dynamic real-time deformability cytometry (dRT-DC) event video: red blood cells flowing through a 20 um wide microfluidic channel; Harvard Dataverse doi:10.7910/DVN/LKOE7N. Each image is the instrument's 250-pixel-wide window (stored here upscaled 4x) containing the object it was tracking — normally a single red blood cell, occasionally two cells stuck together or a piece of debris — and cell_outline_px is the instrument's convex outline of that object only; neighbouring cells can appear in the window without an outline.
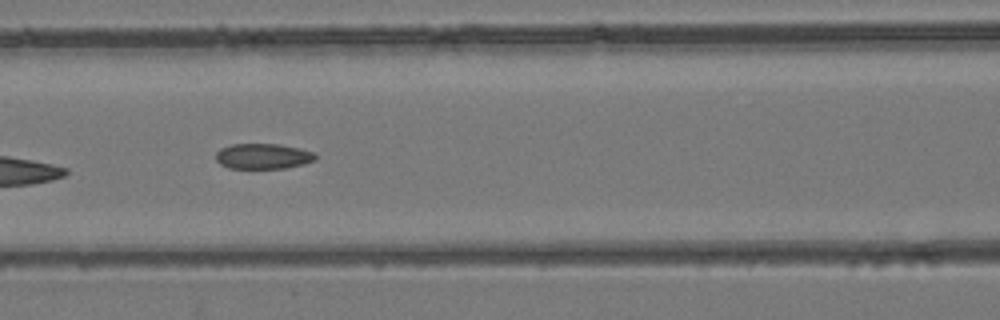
{"species": "common noctule bat (a hibernating species)", "species_latin": "Nyctalus noctula", "temperature_condition": "room temperature", "stored_images_in_passage": 6, "camera_frame_rate_fps": 3000, "um_per_image_px": 0.085, "animal": {"sex": "female", "body_mass_g": 24.6, "forearm_length_mm": 56.2}, "frame": {"image": 1, "passage_image": 6, "time_ms": 5.667, "image_size_px": [1000, 320], "cell_outline_px": [[316, 160], [304, 164], [284, 168], [228, 168], [220, 164], [216, 160], [216, 152], [220, 148], [232, 144], [276, 144], [300, 148], [312, 152], [316, 156]], "centroid_in_image_um": [22.34, 13.28], "position_along_channel_um": 144.3, "area_um2": 14.74}}